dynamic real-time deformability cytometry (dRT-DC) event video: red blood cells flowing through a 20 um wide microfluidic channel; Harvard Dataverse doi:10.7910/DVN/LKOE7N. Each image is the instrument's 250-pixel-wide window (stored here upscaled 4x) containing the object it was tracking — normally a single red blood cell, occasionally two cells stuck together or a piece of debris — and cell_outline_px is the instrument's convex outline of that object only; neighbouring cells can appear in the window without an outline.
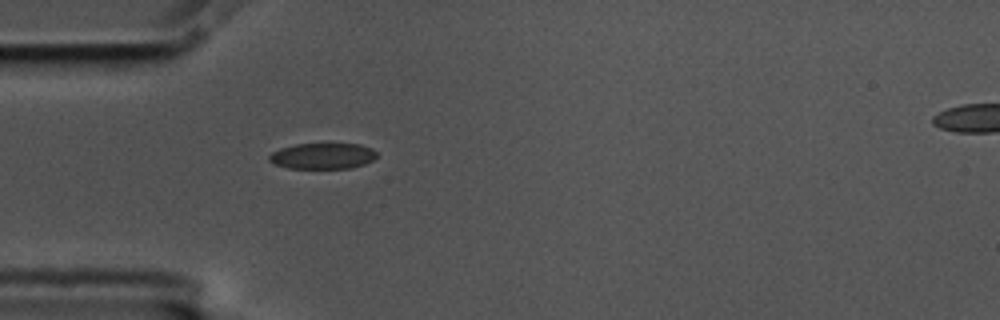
{"species": "common noctule bat (a hibernating species)", "species_latin": "Nyctalus noctula", "temperature_condition": "cold", "stored_images_in_passage": 41, "camera_frame_rate_fps": 3000, "um_per_image_px": 0.085, "animal": {"sex": "male", "body_mass_g": 17.5, "forearm_length_mm": 52.3}, "frame": {"image": 1, "passage_image": 1, "time_ms": 0.0, "image_size_px": [1000, 320], "cell_outline_px": [[376, 156], [372, 160], [364, 164], [348, 168], [288, 168], [276, 164], [268, 160], [268, 156], [272, 152], [280, 148], [296, 144], [360, 144], [372, 148], [376, 152]], "centroid_in_image_um": [27.41, 13.25], "position_along_channel_um": 57.6, "area_um2": 16.13}}
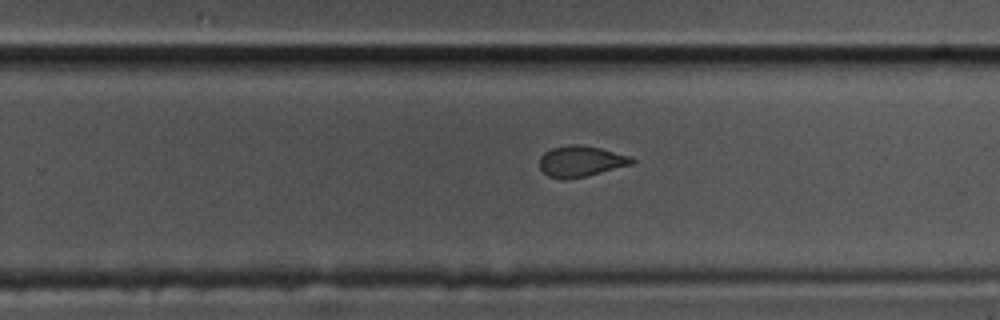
{"frame": {"image": 2, "passage_image": 20, "time_ms": 6.333, "image_size_px": [1000, 320], "cell_outline_px": [[636, 160], [632, 164], [588, 176], [564, 180], [548, 176], [540, 168], [540, 156], [544, 152], [552, 148], [568, 144], [580, 144], [600, 148], [628, 156]], "centroid_in_image_um": [49.34, 13.71], "position_along_channel_um": 280.5, "area_um2": 16.65}}
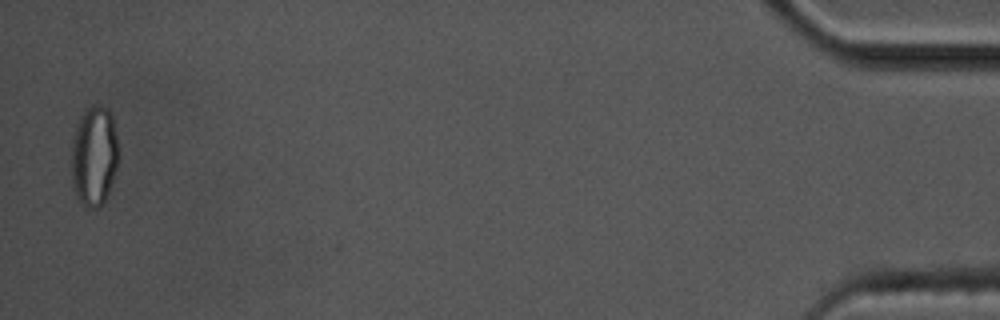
{"frame": {"image": 3, "passage_image": 40, "time_ms": 13.0, "image_size_px": [1000, 320], "cell_outline_px": [[116, 168], [108, 192], [104, 200], [96, 208], [88, 208], [80, 200], [72, 184], [72, 144], [76, 128], [80, 116], [88, 108], [96, 104], [100, 104], [108, 108], [112, 116], [116, 136]], "centroid_in_image_um": [7.98, 13.22], "position_along_channel_um": 427.2, "area_um2": 26.7}, "authors_computed_cell_mechanics": {"area_um2": 17.1088, "velocity_mm_per_s": 3.5771, "shape_relaxation_time_tau1_ms": 9.0063, "shape_relaxation_time_tau2_ms": 1.5516, "deformation_change_tau1": 0.1518, "deformation_change_tau2": 0.0674}}